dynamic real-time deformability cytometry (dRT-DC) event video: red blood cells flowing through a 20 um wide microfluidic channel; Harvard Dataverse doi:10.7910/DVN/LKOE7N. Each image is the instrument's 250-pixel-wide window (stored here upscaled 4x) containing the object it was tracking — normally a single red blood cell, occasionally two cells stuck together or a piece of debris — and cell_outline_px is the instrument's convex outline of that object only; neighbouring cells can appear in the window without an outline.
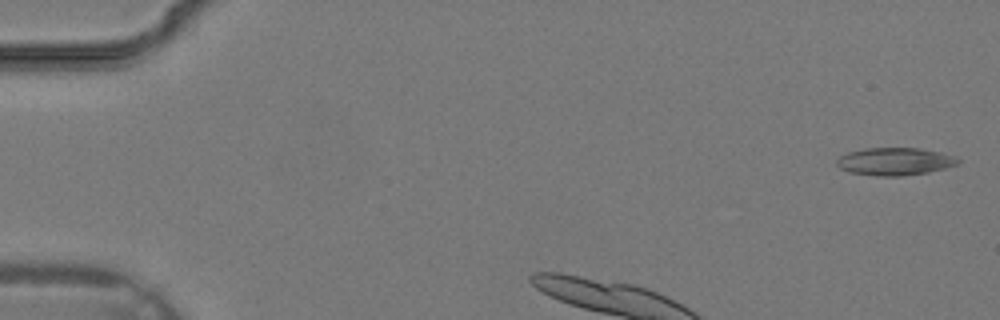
{"species": "common noctule bat (a hibernating species)", "species_latin": "Nyctalus noctula", "temperature_condition": "warm", "stored_images_in_passage": 31, "camera_frame_rate_fps": 3000, "um_per_image_px": 0.085, "animal": {"sex": "male", "body_mass_g": 19.2, "forearm_length_mm": 51.8}, "frame": {"image": 1, "passage_image": 1, "time_ms": 0.0, "image_size_px": [1000, 320], "cell_outline_px": [[960, 164], [928, 172], [900, 176], [876, 176], [848, 172], [840, 168], [836, 164], [836, 160], [840, 156], [848, 152], [864, 148], [920, 148], [940, 152], [956, 156], [960, 160]], "centroid_in_image_um": [76.06, 13.72], "position_along_channel_um": 8.9, "area_um2": 19.65}}